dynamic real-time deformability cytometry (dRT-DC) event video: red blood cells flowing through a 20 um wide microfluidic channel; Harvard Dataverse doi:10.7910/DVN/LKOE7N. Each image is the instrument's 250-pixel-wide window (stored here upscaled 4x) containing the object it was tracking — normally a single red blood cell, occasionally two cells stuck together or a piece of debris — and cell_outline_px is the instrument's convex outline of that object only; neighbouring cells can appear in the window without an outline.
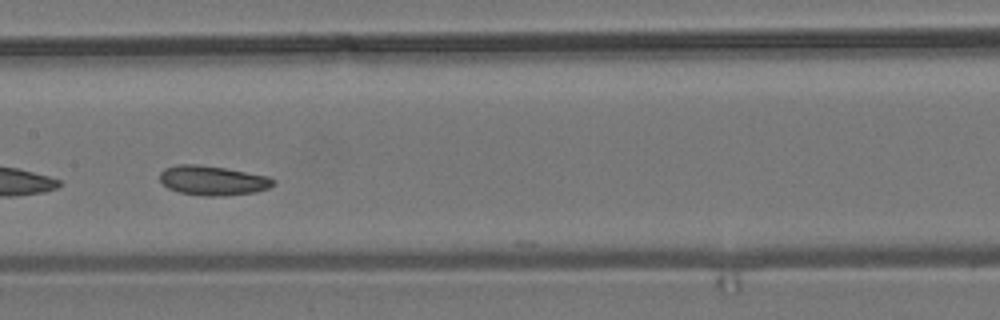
{"species": "common noctule bat (a hibernating species)", "species_latin": "Nyctalus noctula", "temperature_condition": "room temperature", "stored_images_in_passage": 14, "camera_frame_rate_fps": 3000, "um_per_image_px": 0.085, "animal": {"sex": "male", "body_mass_g": 19.2, "forearm_length_mm": 51.8}, "frame": {"image": 1, "passage_image": 7, "time_ms": 2.0, "image_size_px": [1000, 320], "cell_outline_px": [[276, 184], [268, 188], [256, 192], [224, 196], [204, 196], [180, 192], [168, 188], [160, 180], [160, 172], [164, 168], [180, 164], [196, 164], [224, 168], [268, 176], [276, 180]], "centroid_in_image_um": [18.1, 15.34], "position_along_channel_um": 189.3, "area_um2": 19.54}}
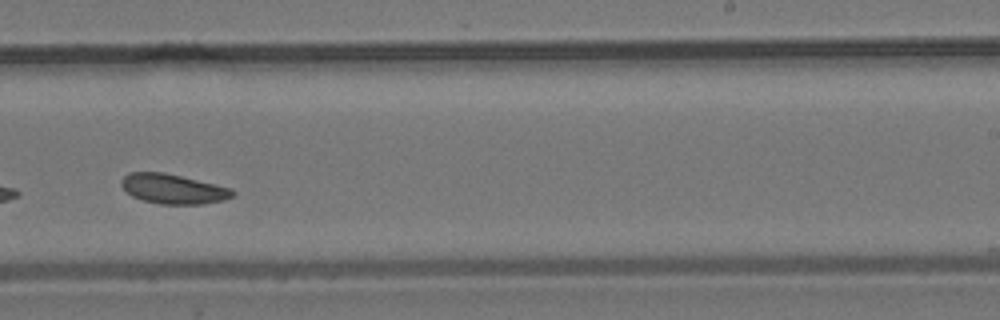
{"frame": {"image": 2, "passage_image": 9, "time_ms": 2.667, "image_size_px": [1000, 320], "cell_outline_px": [[236, 192], [232, 196], [224, 200], [204, 204], [160, 204], [144, 200], [132, 196], [120, 184], [120, 180], [128, 172], [164, 172], [216, 184], [232, 188]], "centroid_in_image_um": [14.73, 16.05], "position_along_channel_um": 274.3, "area_um2": 19.31}}